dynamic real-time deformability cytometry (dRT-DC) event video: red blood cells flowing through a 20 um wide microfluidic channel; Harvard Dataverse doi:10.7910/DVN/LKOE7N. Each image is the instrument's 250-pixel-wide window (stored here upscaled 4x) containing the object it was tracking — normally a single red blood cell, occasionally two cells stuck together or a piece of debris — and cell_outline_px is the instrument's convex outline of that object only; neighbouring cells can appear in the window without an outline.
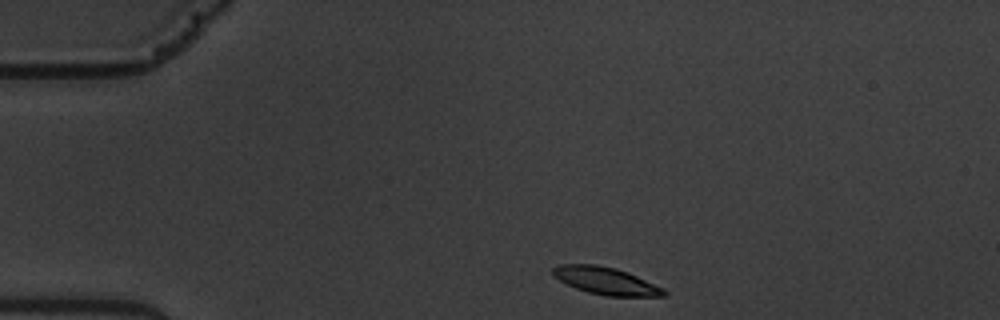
{"species": "common noctule bat (a hibernating species)", "species_latin": "Nyctalus noctula", "temperature_condition": "warm", "stored_images_in_passage": 5, "camera_frame_rate_fps": 3000, "um_per_image_px": 0.085, "animal": {"sex": "male", "body_mass_g": 19.5, "forearm_length_mm": 54.6}, "frame": {"image": 1, "passage_image": 1, "time_ms": 0.0, "image_size_px": [1000, 320], "cell_outline_px": [[668, 296], [604, 296], [588, 292], [576, 288], [552, 276], [552, 268], [560, 264], [596, 264], [616, 268], [628, 272], [664, 288], [668, 292]], "centroid_in_image_um": [51.52, 23.87], "position_along_channel_um": 33.5, "area_um2": 17.8}}
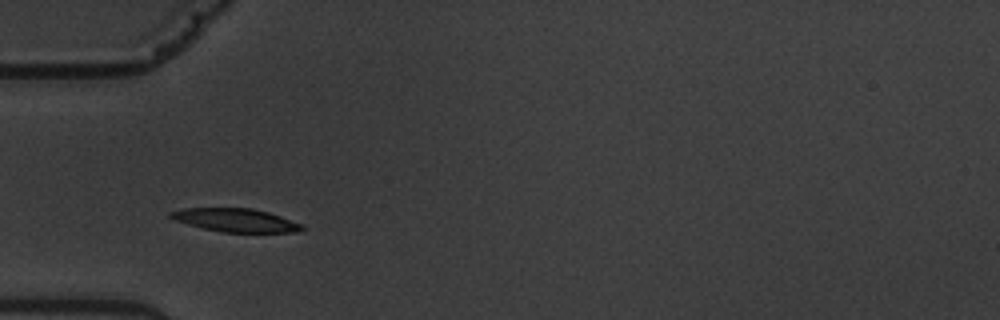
{"frame": {"image": 2, "passage_image": 3, "time_ms": 2.333, "image_size_px": [1000, 320], "cell_outline_px": [[304, 228], [300, 232], [224, 232], [204, 228], [188, 224], [176, 220], [168, 216], [168, 212], [184, 208], [252, 208], [268, 212], [304, 224]], "centroid_in_image_um": [20.06, 18.71], "position_along_channel_um": 64.9, "area_um2": 17.8}}